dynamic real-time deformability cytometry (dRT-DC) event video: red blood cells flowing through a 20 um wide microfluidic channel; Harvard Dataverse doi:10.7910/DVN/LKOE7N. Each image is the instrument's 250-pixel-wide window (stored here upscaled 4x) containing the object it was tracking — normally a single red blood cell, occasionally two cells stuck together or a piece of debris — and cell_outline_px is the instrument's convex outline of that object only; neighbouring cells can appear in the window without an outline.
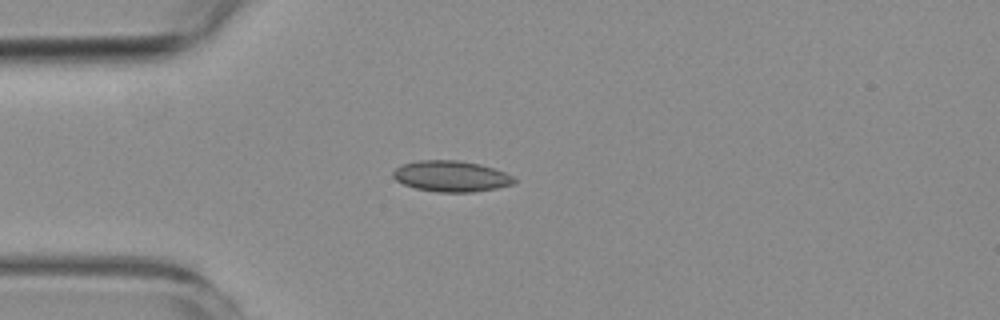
{"species": "common noctule bat (a hibernating species)", "species_latin": "Nyctalus noctula", "temperature_condition": "room temperature", "stored_images_in_passage": 1, "camera_frame_rate_fps": 3000, "um_per_image_px": 0.085, "animal": {"sex": "female", "body_mass_g": 19.3, "forearm_length_mm": 54.1}, "frame": {"image": 1, "passage_image": 1, "time_ms": 0.0, "image_size_px": [1000, 320], "cell_outline_px": [[516, 180], [512, 184], [496, 188], [472, 192], [436, 192], [416, 188], [404, 184], [396, 180], [392, 176], [392, 172], [396, 168], [404, 164], [420, 160], [460, 160], [480, 164], [504, 172], [512, 176]], "centroid_in_image_um": [38.33, 14.98], "position_along_channel_um": 46.7, "area_um2": 21.68}}